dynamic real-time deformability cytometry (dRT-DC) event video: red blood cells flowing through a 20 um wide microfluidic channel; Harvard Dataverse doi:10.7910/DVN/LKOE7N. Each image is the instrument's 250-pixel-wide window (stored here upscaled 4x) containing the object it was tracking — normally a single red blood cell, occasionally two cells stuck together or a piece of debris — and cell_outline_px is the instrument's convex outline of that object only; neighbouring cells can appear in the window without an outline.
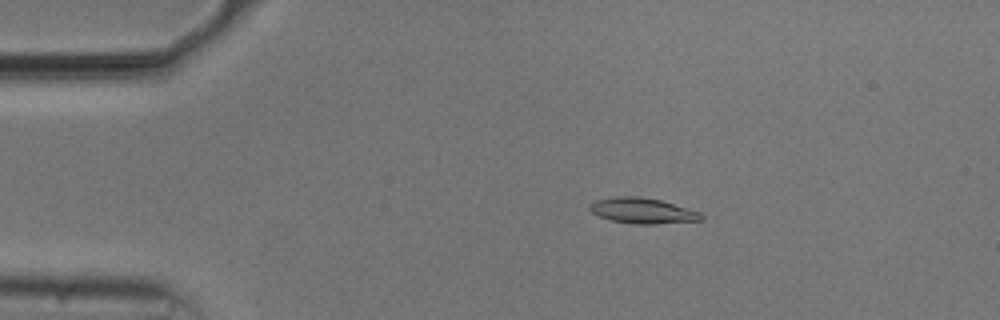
{"species": "common noctule bat (a hibernating species)", "species_latin": "Nyctalus noctula", "temperature_condition": "cold", "stored_images_in_passage": 49, "camera_frame_rate_fps": 3000, "um_per_image_px": 0.085, "animal": {"sex": "male", "body_mass_g": 20.5, "forearm_length_mm": 52.5}, "frame": {"image": 1, "passage_image": 5, "time_ms": 1.333, "image_size_px": [1000, 320], "cell_outline_px": [[704, 220], [656, 224], [636, 224], [612, 220], [600, 216], [592, 212], [588, 208], [588, 204], [596, 200], [616, 196], [636, 196], [660, 200], [700, 212], [704, 216]], "centroid_in_image_um": [54.62, 17.91], "position_along_channel_um": 30.4, "area_um2": 16.53}}
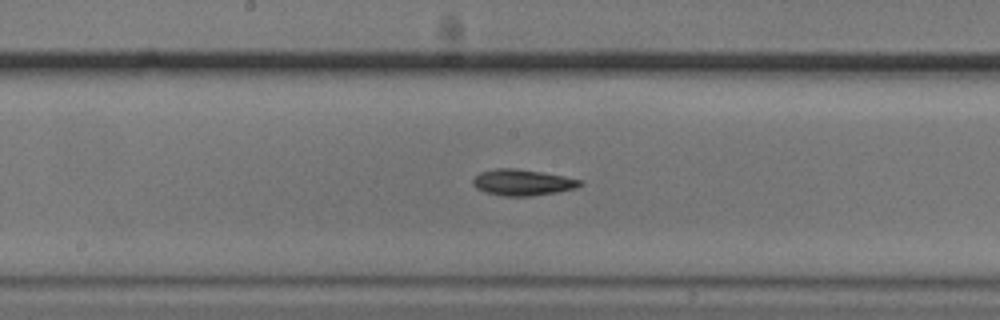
{"frame": {"image": 2, "passage_image": 23, "time_ms": 7.333, "image_size_px": [1000, 320], "cell_outline_px": [[584, 184], [576, 188], [556, 192], [532, 196], [504, 196], [484, 192], [476, 188], [472, 184], [472, 180], [480, 172], [496, 168], [512, 168], [540, 172], [564, 176], [584, 180]], "centroid_in_image_um": [44.42, 15.51], "position_along_channel_um": 203.8, "area_um2": 16.36}}
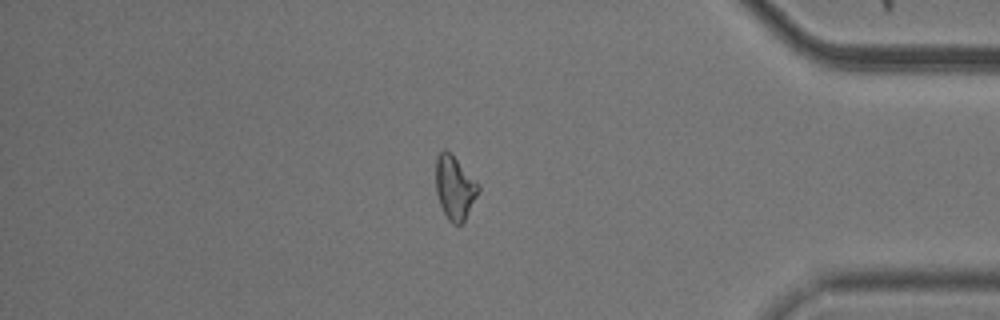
{"frame": {"image": 3, "passage_image": 41, "time_ms": 13.333, "image_size_px": [1000, 320], "cell_outline_px": [[480, 188], [464, 224], [452, 224], [448, 220], [440, 204], [436, 192], [436, 156], [444, 148], [480, 184]], "centroid_in_image_um": [38.65, 15.99], "position_along_channel_um": 396.5, "area_um2": 15.66}, "authors_computed_cell_mechanics": {"area_um2": 15.9528, "velocity_mm_per_s": 3.7171, "shape_relaxation_time_tau1_ms": 4.2344, "shape_relaxation_time_tau2_ms": null, "deformation_change_tau1": 0.1466, "deformation_change_tau2": null}}